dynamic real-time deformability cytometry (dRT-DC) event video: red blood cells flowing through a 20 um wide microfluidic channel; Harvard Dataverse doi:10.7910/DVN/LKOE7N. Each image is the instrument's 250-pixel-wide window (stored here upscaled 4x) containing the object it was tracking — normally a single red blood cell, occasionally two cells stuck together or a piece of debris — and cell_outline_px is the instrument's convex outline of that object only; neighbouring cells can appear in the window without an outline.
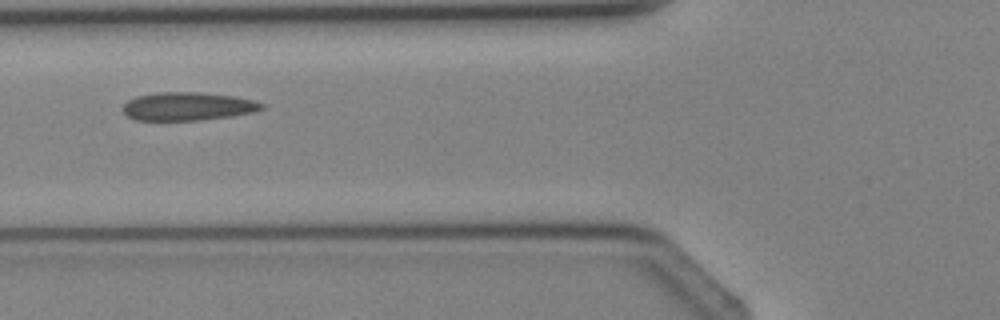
{"species": "Egyptian fruit bat (a non-hibernating species)", "species_latin": "Rousettus aegyptiacus", "temperature_condition": "cold", "stored_images_in_passage": 3, "camera_frame_rate_fps": 3000, "um_per_image_px": 0.085, "animal": {"sex": "female"}, "frame": {"image": 1, "passage_image": 3, "time_ms": 3.333, "image_size_px": [1000, 320], "cell_outline_px": [[264, 108], [252, 112], [232, 116], [200, 120], [136, 120], [128, 116], [120, 108], [128, 100], [136, 96], [156, 92], [196, 92], [236, 96], [252, 100], [264, 104]], "centroid_in_image_um": [15.93, 9.03], "position_along_channel_um": 109.9, "area_um2": 22.89}}